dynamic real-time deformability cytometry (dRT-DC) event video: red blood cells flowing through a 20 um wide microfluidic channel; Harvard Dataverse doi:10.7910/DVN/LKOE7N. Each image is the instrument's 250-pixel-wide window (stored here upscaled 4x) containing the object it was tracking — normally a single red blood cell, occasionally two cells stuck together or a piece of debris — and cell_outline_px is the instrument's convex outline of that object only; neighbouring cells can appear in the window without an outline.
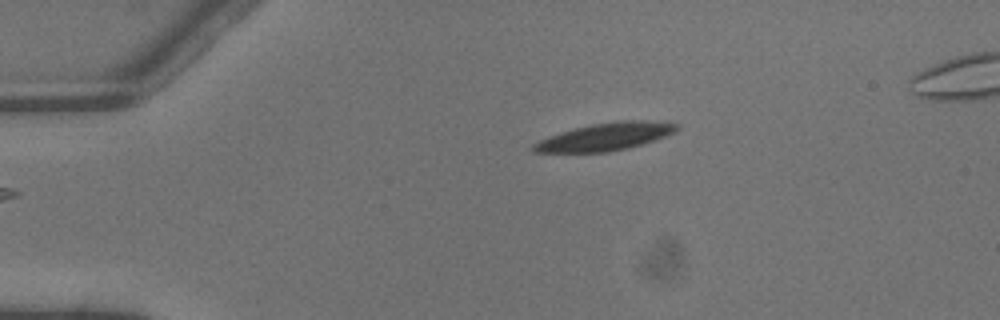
{"species": "common noctule bat (a hibernating species)", "species_latin": "Nyctalus noctula", "temperature_condition": "warm", "stored_images_in_passage": 3, "camera_frame_rate_fps": 3000, "um_per_image_px": 0.085, "animal": {"sex": "male", "body_mass_g": 13.3}, "frame": {"image": 1, "passage_image": 1, "time_ms": 0.0, "image_size_px": [1000, 320], "cell_outline_px": [[680, 128], [676, 132], [656, 140], [628, 148], [608, 152], [532, 152], [532, 144], [540, 140], [576, 128], [592, 124], [616, 120], [648, 120], [680, 124]], "centroid_in_image_um": [51.54, 11.61], "position_along_channel_um": 33.5, "area_um2": 22.95}}